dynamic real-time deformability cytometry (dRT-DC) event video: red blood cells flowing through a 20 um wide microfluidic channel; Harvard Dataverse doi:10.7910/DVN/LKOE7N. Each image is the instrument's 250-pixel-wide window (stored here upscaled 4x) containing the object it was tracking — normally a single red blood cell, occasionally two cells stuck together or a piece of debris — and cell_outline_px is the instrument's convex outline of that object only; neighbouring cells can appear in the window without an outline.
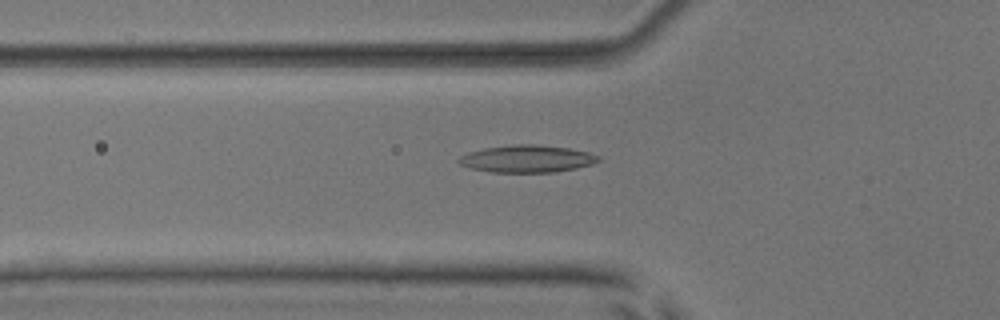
{"species": "common noctule bat (a hibernating species)", "species_latin": "Nyctalus noctula", "temperature_condition": "room temperature", "stored_images_in_passage": 53, "camera_frame_rate_fps": 3000, "um_per_image_px": 0.085, "animal": {"sex": "male", "body_mass_g": 17.9, "forearm_length_mm": 54.2}, "frame": {"image": 1, "passage_image": 19, "time_ms": 6.0, "image_size_px": [1000, 320], "cell_outline_px": [[600, 160], [592, 164], [576, 168], [552, 172], [492, 172], [472, 168], [460, 164], [456, 160], [460, 156], [468, 152], [484, 148], [516, 144], [532, 144], [568, 148], [588, 152], [600, 156]], "centroid_in_image_um": [44.79, 13.49], "position_along_channel_um": 81.0, "area_um2": 22.02}}
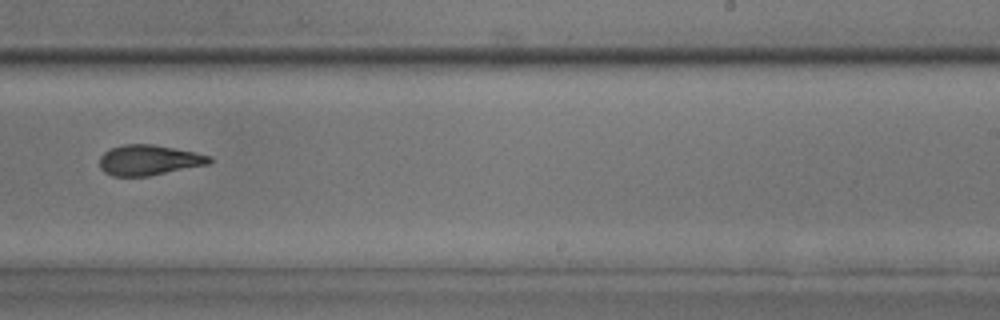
{"frame": {"image": 2, "passage_image": 34, "time_ms": 11.0, "image_size_px": [1000, 320], "cell_outline_px": [[212, 160], [208, 164], [148, 176], [112, 176], [104, 172], [100, 168], [100, 156], [104, 152], [112, 148], [124, 144], [152, 144], [196, 152], [212, 156]], "centroid_in_image_um": [12.65, 13.6], "position_along_channel_um": 276.3, "area_um2": 19.36}}
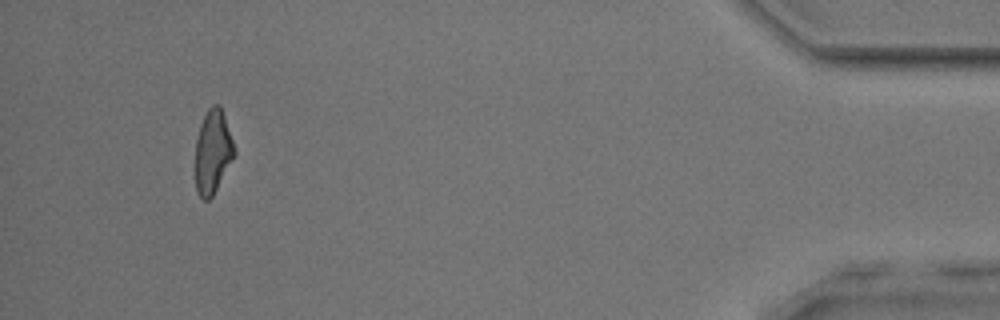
{"frame": {"image": 3, "passage_image": 50, "time_ms": 16.333, "image_size_px": [1000, 320], "cell_outline_px": [[236, 152], [212, 196], [208, 200], [204, 200], [196, 192], [196, 140], [200, 124], [208, 108], [212, 104], [220, 104]], "centroid_in_image_um": [18.07, 12.88], "position_along_channel_um": 417.1, "area_um2": 18.61}, "authors_computed_cell_mechanics": {"area_um2": 20.2878, "velocity_mm_per_s": 3.9067, "shape_relaxation_time_tau1_ms": 9.3076, "shape_relaxation_time_tau2_ms": 2.7309, "deformation_change_tau1": 0.2646, "deformation_change_tau2": 0.1163}}